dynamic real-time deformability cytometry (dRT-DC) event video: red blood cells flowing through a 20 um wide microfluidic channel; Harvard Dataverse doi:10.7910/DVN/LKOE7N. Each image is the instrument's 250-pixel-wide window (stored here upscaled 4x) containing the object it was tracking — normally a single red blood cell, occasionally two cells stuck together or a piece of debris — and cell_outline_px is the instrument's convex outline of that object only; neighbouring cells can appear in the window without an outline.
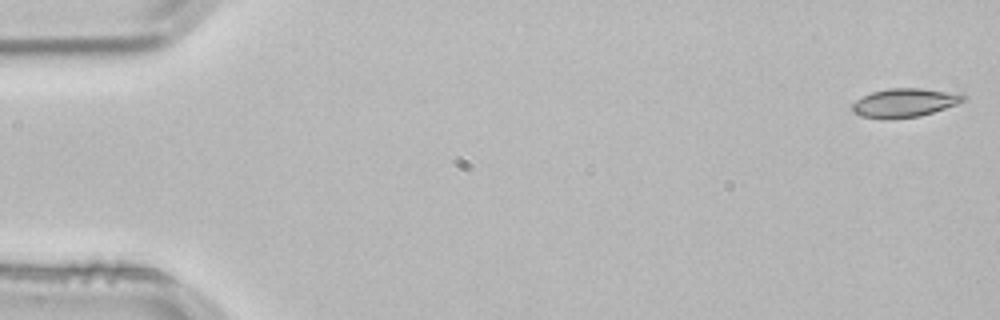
{"species": "common noctule bat (a hibernating species)", "species_latin": "Nyctalus noctula", "temperature_condition": "room temperature", "stored_images_in_passage": 53, "camera_frame_rate_fps": 3000, "um_per_image_px": 0.085, "animal": {"sex": "male", "body_mass_g": 21.5, "forearm_length_mm": 52.0}, "frame": {"image": 1, "passage_image": 1, "time_ms": 0.0, "image_size_px": [1000, 320], "cell_outline_px": [[964, 100], [956, 104], [920, 116], [864, 116], [852, 112], [852, 104], [856, 100], [872, 92], [888, 88], [920, 88], [964, 92]], "centroid_in_image_um": [76.97, 8.67], "position_along_channel_um": 8.0, "area_um2": 17.92}}
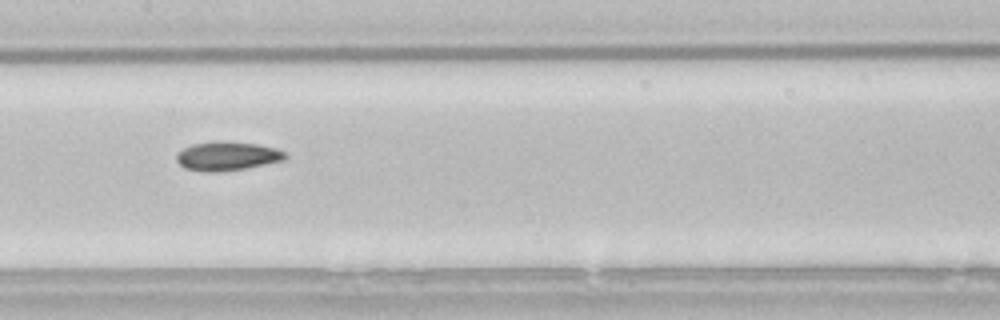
{"frame": {"image": 2, "passage_image": 26, "time_ms": 8.333, "image_size_px": [1000, 320], "cell_outline_px": [[288, 156], [284, 160], [244, 168], [220, 172], [204, 172], [184, 168], [176, 160], [176, 156], [184, 148], [192, 144], [216, 140], [224, 140], [256, 144], [276, 148], [284, 152]], "centroid_in_image_um": [19.29, 13.26], "position_along_channel_um": 188.1, "area_um2": 18.38}}
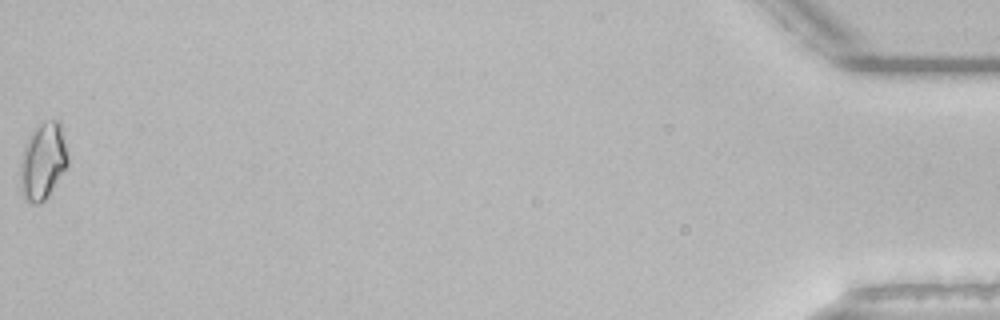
{"frame": {"image": 3, "passage_image": 53, "time_ms": 17.333, "image_size_px": [1000, 320], "cell_outline_px": [[68, 164], [48, 196], [44, 200], [36, 204], [32, 204], [24, 200], [20, 192], [20, 156], [28, 136], [32, 128], [36, 124], [52, 120], [60, 120], [68, 160]], "centroid_in_image_um": [3.6, 13.7], "position_along_channel_um": 431.6, "area_um2": 21.62}, "authors_computed_cell_mechanics": {"area_um2": 17.918, "velocity_mm_per_s": 3.8404, "shape_relaxation_time_tau1_ms": 8.0258, "shape_relaxation_time_tau2_ms": 7.6918, "deformation_change_tau1": 0.1472, "deformation_change_tau2": 0.1168}}